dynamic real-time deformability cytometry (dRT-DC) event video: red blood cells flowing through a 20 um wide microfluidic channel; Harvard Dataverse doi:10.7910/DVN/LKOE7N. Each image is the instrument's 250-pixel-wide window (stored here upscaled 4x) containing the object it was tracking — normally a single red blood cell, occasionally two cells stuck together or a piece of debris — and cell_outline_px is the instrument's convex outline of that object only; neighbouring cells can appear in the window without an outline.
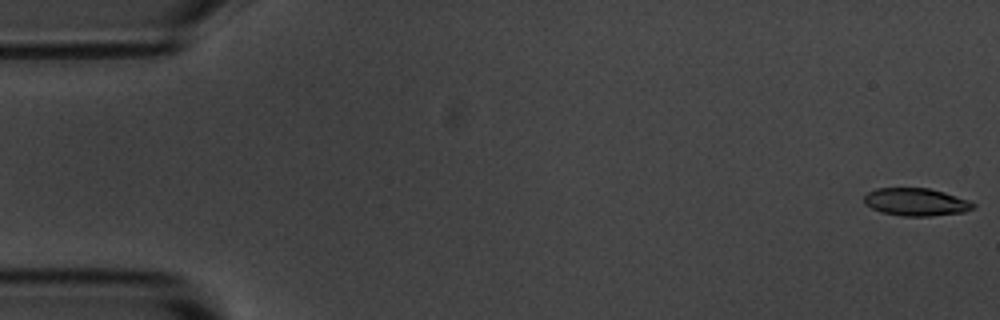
{"species": "common noctule bat (a hibernating species)", "species_latin": "Nyctalus noctula", "temperature_condition": "room temperature", "stored_images_in_passage": 6, "camera_frame_rate_fps": 3000, "um_per_image_px": 0.085, "animal": {"sex": "male", "body_mass_g": 20.1, "forearm_length_mm": 53.5}, "frame": {"image": 1, "passage_image": 1, "time_ms": 0.0, "image_size_px": [1000, 320], "cell_outline_px": [[976, 204], [972, 208], [964, 212], [928, 216], [904, 216], [880, 212], [864, 204], [864, 196], [868, 192], [876, 188], [928, 188], [944, 192], [968, 200]], "centroid_in_image_um": [77.83, 17.17], "position_along_channel_um": 7.2, "area_um2": 17.51}}
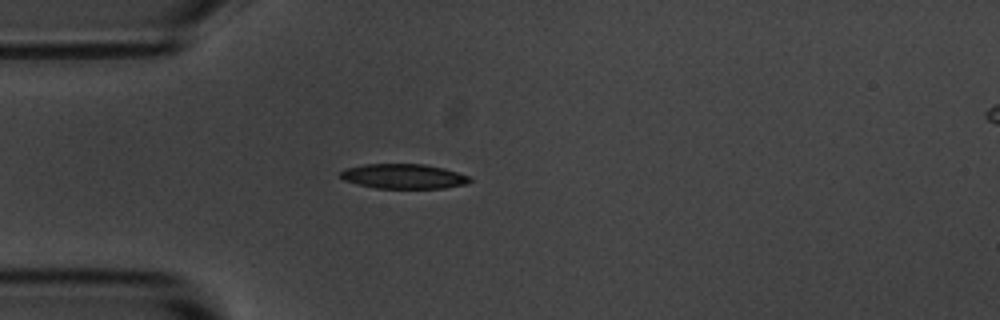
{"frame": {"image": 2, "passage_image": 5, "time_ms": 4.667, "image_size_px": [1000, 320], "cell_outline_px": [[472, 180], [468, 184], [444, 188], [376, 188], [344, 180], [340, 176], [340, 172], [344, 168], [364, 164], [424, 164], [444, 168], [468, 176]], "centroid_in_image_um": [34.31, 14.98], "position_along_channel_um": 50.7, "area_um2": 18.61}}